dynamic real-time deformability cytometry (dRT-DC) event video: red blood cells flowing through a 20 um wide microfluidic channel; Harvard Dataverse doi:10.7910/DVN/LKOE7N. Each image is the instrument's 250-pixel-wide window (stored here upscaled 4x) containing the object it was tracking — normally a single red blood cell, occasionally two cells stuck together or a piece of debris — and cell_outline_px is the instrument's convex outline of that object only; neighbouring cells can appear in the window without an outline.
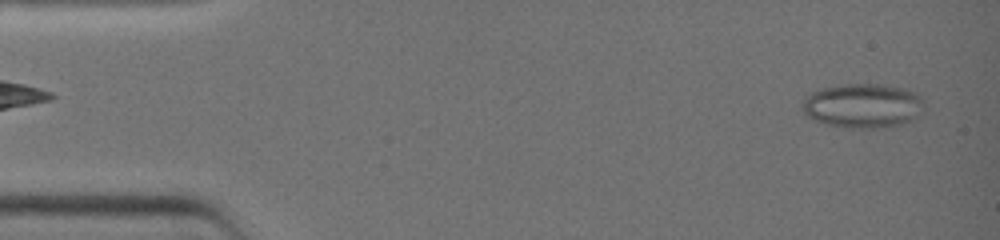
{"species": "common noctule bat (a hibernating species)", "species_latin": "Nyctalus noctula", "temperature_condition": "warm", "stored_images_in_passage": 44, "segment_of_instrument_passage": [1, 2], "camera_frame_rate_fps": 3000, "um_per_image_px": 0.085, "animal": {"sex": "female", "body_mass_g": 19.0, "forearm_length_mm": 51.5}, "frame": {"image": 1, "passage_image": 1, "time_ms": 0.0, "image_size_px": [1000, 240], "cell_outline_px": [[924, 104], [920, 116], [912, 120], [900, 124], [876, 128], [852, 128], [828, 124], [816, 120], [808, 116], [804, 112], [804, 100], [812, 92], [824, 88], [844, 84], [880, 84], [904, 88], [916, 92], [924, 100]], "centroid_in_image_um": [73.42, 8.98], "position_along_channel_um": 11.6, "area_um2": 31.27}}
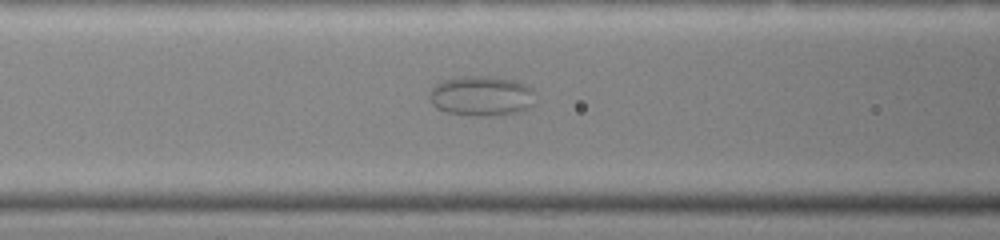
{"frame": {"image": 2, "passage_image": 19, "time_ms": 5.0, "image_size_px": [1000, 240], "cell_outline_px": [[536, 104], [520, 112], [496, 116], [472, 116], [448, 112], [436, 108], [432, 104], [428, 96], [428, 92], [440, 80], [460, 76], [492, 76], [516, 80], [532, 88], [536, 92]], "centroid_in_image_um": [40.96, 8.15], "position_along_channel_um": 125.6, "area_um2": 25.49}}
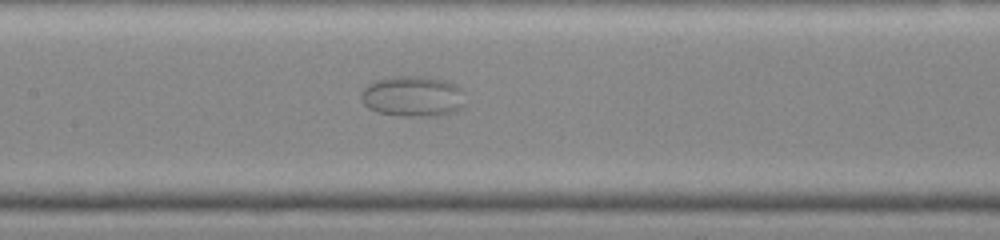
{"frame": {"image": 3, "passage_image": 22, "time_ms": 6.0, "image_size_px": [1000, 240], "cell_outline_px": [[464, 108], [452, 112], [432, 116], [400, 116], [380, 112], [368, 108], [364, 104], [360, 96], [364, 88], [368, 84], [376, 80], [392, 76], [420, 76], [448, 80], [464, 88]], "centroid_in_image_um": [35.14, 8.17], "position_along_channel_um": 172.3, "area_um2": 25.03}}